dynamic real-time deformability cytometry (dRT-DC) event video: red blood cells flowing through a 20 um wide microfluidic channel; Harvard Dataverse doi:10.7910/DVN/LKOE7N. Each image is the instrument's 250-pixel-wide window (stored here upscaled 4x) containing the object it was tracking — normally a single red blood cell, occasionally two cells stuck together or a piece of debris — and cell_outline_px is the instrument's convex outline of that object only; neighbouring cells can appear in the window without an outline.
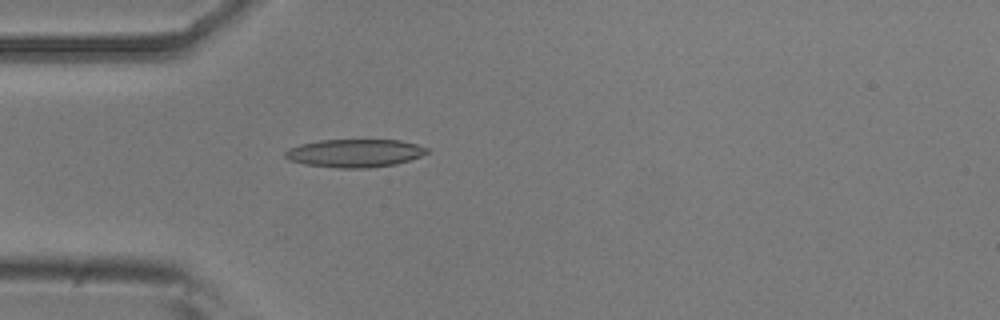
{"species": "common noctule bat (a hibernating species)", "species_latin": "Nyctalus noctula", "temperature_condition": "room temperature", "stored_images_in_passage": 3, "camera_frame_rate_fps": 3000, "um_per_image_px": 0.085, "animal": {"sex": "male", "body_mass_g": 20.5, "forearm_length_mm": 52.5}, "frame": {"image": 1, "passage_image": 3, "time_ms": 0.667, "image_size_px": [1000, 320], "cell_outline_px": [[428, 152], [420, 156], [396, 164], [368, 168], [340, 168], [304, 164], [288, 160], [284, 156], [284, 152], [288, 148], [300, 144], [320, 140], [400, 140], [416, 144], [428, 148]], "centroid_in_image_um": [30.12, 13.02], "position_along_channel_um": 54.9, "area_um2": 23.18}}